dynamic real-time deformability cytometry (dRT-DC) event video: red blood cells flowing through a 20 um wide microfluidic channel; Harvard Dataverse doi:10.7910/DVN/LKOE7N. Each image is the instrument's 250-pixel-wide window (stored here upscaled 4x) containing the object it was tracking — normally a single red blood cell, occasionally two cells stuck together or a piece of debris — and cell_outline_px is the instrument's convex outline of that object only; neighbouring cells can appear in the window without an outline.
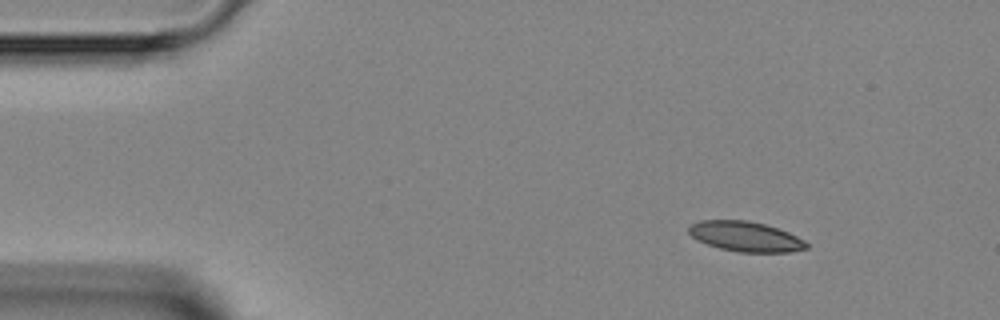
{"species": "Egyptian fruit bat (a non-hibernating species)", "species_latin": "Rousettus aegyptiacus", "temperature_condition": "room temperature", "stored_images_in_passage": 4, "camera_frame_rate_fps": 3000, "um_per_image_px": 0.085, "animal": {"sex": "female"}, "frame": {"image": 1, "passage_image": 1, "time_ms": 0.0, "image_size_px": [1000, 320], "cell_outline_px": [[808, 248], [788, 252], [740, 252], [720, 248], [696, 240], [688, 232], [688, 224], [700, 220], [748, 220], [764, 224], [788, 232], [804, 240], [808, 244]], "centroid_in_image_um": [63.33, 20.09], "position_along_channel_um": 21.7, "area_um2": 20.58}}
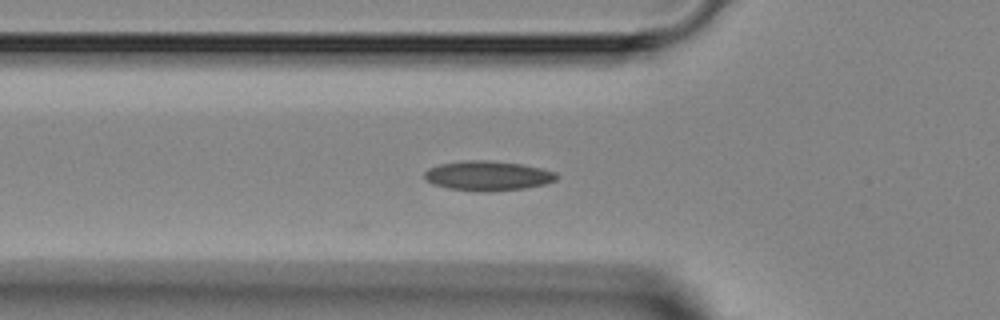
{"frame": {"image": 2, "passage_image": 4, "time_ms": 3.333, "image_size_px": [1000, 320], "cell_outline_px": [[560, 176], [556, 180], [544, 184], [524, 188], [488, 192], [480, 192], [448, 188], [432, 184], [424, 176], [424, 172], [428, 168], [440, 164], [464, 160], [488, 160], [520, 164], [540, 168], [556, 172]], "centroid_in_image_um": [41.46, 14.94], "position_along_channel_um": 84.3, "area_um2": 22.89}}